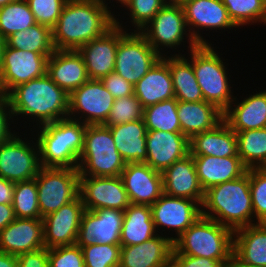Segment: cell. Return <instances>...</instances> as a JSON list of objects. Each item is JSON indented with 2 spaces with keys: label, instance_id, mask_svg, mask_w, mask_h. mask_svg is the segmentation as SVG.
<instances>
[{
  "label": "cell",
  "instance_id": "f35d334b",
  "mask_svg": "<svg viewBox=\"0 0 266 267\" xmlns=\"http://www.w3.org/2000/svg\"><path fill=\"white\" fill-rule=\"evenodd\" d=\"M228 15L238 28L246 24L264 23L266 0H222Z\"/></svg>",
  "mask_w": 266,
  "mask_h": 267
},
{
  "label": "cell",
  "instance_id": "f5cc1de1",
  "mask_svg": "<svg viewBox=\"0 0 266 267\" xmlns=\"http://www.w3.org/2000/svg\"><path fill=\"white\" fill-rule=\"evenodd\" d=\"M16 219L12 204H0V231Z\"/></svg>",
  "mask_w": 266,
  "mask_h": 267
},
{
  "label": "cell",
  "instance_id": "7402d4cb",
  "mask_svg": "<svg viewBox=\"0 0 266 267\" xmlns=\"http://www.w3.org/2000/svg\"><path fill=\"white\" fill-rule=\"evenodd\" d=\"M42 219L16 218L0 231V251L18 256L44 248Z\"/></svg>",
  "mask_w": 266,
  "mask_h": 267
},
{
  "label": "cell",
  "instance_id": "b9f144b4",
  "mask_svg": "<svg viewBox=\"0 0 266 267\" xmlns=\"http://www.w3.org/2000/svg\"><path fill=\"white\" fill-rule=\"evenodd\" d=\"M144 108L135 95L115 99L110 115L104 124L114 126L143 119Z\"/></svg>",
  "mask_w": 266,
  "mask_h": 267
},
{
  "label": "cell",
  "instance_id": "8992f818",
  "mask_svg": "<svg viewBox=\"0 0 266 267\" xmlns=\"http://www.w3.org/2000/svg\"><path fill=\"white\" fill-rule=\"evenodd\" d=\"M126 166L108 126L87 125L79 157V177L120 176Z\"/></svg>",
  "mask_w": 266,
  "mask_h": 267
},
{
  "label": "cell",
  "instance_id": "52a82bcc",
  "mask_svg": "<svg viewBox=\"0 0 266 267\" xmlns=\"http://www.w3.org/2000/svg\"><path fill=\"white\" fill-rule=\"evenodd\" d=\"M190 59L204 101L224 112L236 101L229 85L225 63L210 44H198L190 49Z\"/></svg>",
  "mask_w": 266,
  "mask_h": 267
},
{
  "label": "cell",
  "instance_id": "680465c9",
  "mask_svg": "<svg viewBox=\"0 0 266 267\" xmlns=\"http://www.w3.org/2000/svg\"><path fill=\"white\" fill-rule=\"evenodd\" d=\"M164 267H177V266L172 261H170Z\"/></svg>",
  "mask_w": 266,
  "mask_h": 267
},
{
  "label": "cell",
  "instance_id": "681fc988",
  "mask_svg": "<svg viewBox=\"0 0 266 267\" xmlns=\"http://www.w3.org/2000/svg\"><path fill=\"white\" fill-rule=\"evenodd\" d=\"M13 121L11 106L7 95H0V144L9 139L14 133L9 129ZM9 122V123H8Z\"/></svg>",
  "mask_w": 266,
  "mask_h": 267
},
{
  "label": "cell",
  "instance_id": "ac0fdd59",
  "mask_svg": "<svg viewBox=\"0 0 266 267\" xmlns=\"http://www.w3.org/2000/svg\"><path fill=\"white\" fill-rule=\"evenodd\" d=\"M124 211L115 209L85 210L76 244L81 248L95 243L120 244Z\"/></svg>",
  "mask_w": 266,
  "mask_h": 267
},
{
  "label": "cell",
  "instance_id": "f6af8a7d",
  "mask_svg": "<svg viewBox=\"0 0 266 267\" xmlns=\"http://www.w3.org/2000/svg\"><path fill=\"white\" fill-rule=\"evenodd\" d=\"M35 22L49 27H55L67 0H26Z\"/></svg>",
  "mask_w": 266,
  "mask_h": 267
},
{
  "label": "cell",
  "instance_id": "44dd1931",
  "mask_svg": "<svg viewBox=\"0 0 266 267\" xmlns=\"http://www.w3.org/2000/svg\"><path fill=\"white\" fill-rule=\"evenodd\" d=\"M146 149L145 163L162 173L176 161L190 154V143L182 133L147 131Z\"/></svg>",
  "mask_w": 266,
  "mask_h": 267
},
{
  "label": "cell",
  "instance_id": "9f6ffc18",
  "mask_svg": "<svg viewBox=\"0 0 266 267\" xmlns=\"http://www.w3.org/2000/svg\"><path fill=\"white\" fill-rule=\"evenodd\" d=\"M13 1H16V0H0V7L4 6L6 4H9V3L13 2Z\"/></svg>",
  "mask_w": 266,
  "mask_h": 267
},
{
  "label": "cell",
  "instance_id": "91938a15",
  "mask_svg": "<svg viewBox=\"0 0 266 267\" xmlns=\"http://www.w3.org/2000/svg\"><path fill=\"white\" fill-rule=\"evenodd\" d=\"M118 3L122 4L123 6L129 1V0H116Z\"/></svg>",
  "mask_w": 266,
  "mask_h": 267
},
{
  "label": "cell",
  "instance_id": "d4e9b609",
  "mask_svg": "<svg viewBox=\"0 0 266 267\" xmlns=\"http://www.w3.org/2000/svg\"><path fill=\"white\" fill-rule=\"evenodd\" d=\"M47 74L68 94L89 80L78 50H55L47 61Z\"/></svg>",
  "mask_w": 266,
  "mask_h": 267
},
{
  "label": "cell",
  "instance_id": "836d02e7",
  "mask_svg": "<svg viewBox=\"0 0 266 267\" xmlns=\"http://www.w3.org/2000/svg\"><path fill=\"white\" fill-rule=\"evenodd\" d=\"M168 66L173 80L174 95L177 101H204L200 86L195 77L192 63L185 55L168 56Z\"/></svg>",
  "mask_w": 266,
  "mask_h": 267
},
{
  "label": "cell",
  "instance_id": "484cf974",
  "mask_svg": "<svg viewBox=\"0 0 266 267\" xmlns=\"http://www.w3.org/2000/svg\"><path fill=\"white\" fill-rule=\"evenodd\" d=\"M233 262L237 266H266V223L234 231Z\"/></svg>",
  "mask_w": 266,
  "mask_h": 267
},
{
  "label": "cell",
  "instance_id": "11a10c76",
  "mask_svg": "<svg viewBox=\"0 0 266 267\" xmlns=\"http://www.w3.org/2000/svg\"><path fill=\"white\" fill-rule=\"evenodd\" d=\"M6 46V40L0 37V72L3 65V52Z\"/></svg>",
  "mask_w": 266,
  "mask_h": 267
},
{
  "label": "cell",
  "instance_id": "7c38bea8",
  "mask_svg": "<svg viewBox=\"0 0 266 267\" xmlns=\"http://www.w3.org/2000/svg\"><path fill=\"white\" fill-rule=\"evenodd\" d=\"M15 133L0 144V177L12 182L35 179L41 164L39 146L28 143Z\"/></svg>",
  "mask_w": 266,
  "mask_h": 267
},
{
  "label": "cell",
  "instance_id": "6125c7cd",
  "mask_svg": "<svg viewBox=\"0 0 266 267\" xmlns=\"http://www.w3.org/2000/svg\"><path fill=\"white\" fill-rule=\"evenodd\" d=\"M238 267H262V266H238ZM266 267V266H263Z\"/></svg>",
  "mask_w": 266,
  "mask_h": 267
},
{
  "label": "cell",
  "instance_id": "816d5d0a",
  "mask_svg": "<svg viewBox=\"0 0 266 267\" xmlns=\"http://www.w3.org/2000/svg\"><path fill=\"white\" fill-rule=\"evenodd\" d=\"M15 182L0 177V204H12Z\"/></svg>",
  "mask_w": 266,
  "mask_h": 267
},
{
  "label": "cell",
  "instance_id": "e575fe53",
  "mask_svg": "<svg viewBox=\"0 0 266 267\" xmlns=\"http://www.w3.org/2000/svg\"><path fill=\"white\" fill-rule=\"evenodd\" d=\"M6 45L39 54H52L55 51L52 42V30L38 23L23 31L15 32L6 39Z\"/></svg>",
  "mask_w": 266,
  "mask_h": 267
},
{
  "label": "cell",
  "instance_id": "ee69618b",
  "mask_svg": "<svg viewBox=\"0 0 266 267\" xmlns=\"http://www.w3.org/2000/svg\"><path fill=\"white\" fill-rule=\"evenodd\" d=\"M252 208L257 223H266V174L259 168L249 169Z\"/></svg>",
  "mask_w": 266,
  "mask_h": 267
},
{
  "label": "cell",
  "instance_id": "6f0895ef",
  "mask_svg": "<svg viewBox=\"0 0 266 267\" xmlns=\"http://www.w3.org/2000/svg\"><path fill=\"white\" fill-rule=\"evenodd\" d=\"M259 169L266 174V161L261 165Z\"/></svg>",
  "mask_w": 266,
  "mask_h": 267
},
{
  "label": "cell",
  "instance_id": "5bb4252c",
  "mask_svg": "<svg viewBox=\"0 0 266 267\" xmlns=\"http://www.w3.org/2000/svg\"><path fill=\"white\" fill-rule=\"evenodd\" d=\"M79 195L85 210L109 208L125 211L130 205L120 176L79 177Z\"/></svg>",
  "mask_w": 266,
  "mask_h": 267
},
{
  "label": "cell",
  "instance_id": "1f68e13d",
  "mask_svg": "<svg viewBox=\"0 0 266 267\" xmlns=\"http://www.w3.org/2000/svg\"><path fill=\"white\" fill-rule=\"evenodd\" d=\"M115 146L126 163H143L147 159L144 119L108 126Z\"/></svg>",
  "mask_w": 266,
  "mask_h": 267
},
{
  "label": "cell",
  "instance_id": "7a4b0ae2",
  "mask_svg": "<svg viewBox=\"0 0 266 267\" xmlns=\"http://www.w3.org/2000/svg\"><path fill=\"white\" fill-rule=\"evenodd\" d=\"M7 97L12 116L24 115L41 126L68 118L69 94L45 75L19 84ZM38 122V123H37Z\"/></svg>",
  "mask_w": 266,
  "mask_h": 267
},
{
  "label": "cell",
  "instance_id": "7dc6e473",
  "mask_svg": "<svg viewBox=\"0 0 266 267\" xmlns=\"http://www.w3.org/2000/svg\"><path fill=\"white\" fill-rule=\"evenodd\" d=\"M101 82L115 99L134 95V85L115 72L106 75Z\"/></svg>",
  "mask_w": 266,
  "mask_h": 267
},
{
  "label": "cell",
  "instance_id": "d6a6232c",
  "mask_svg": "<svg viewBox=\"0 0 266 267\" xmlns=\"http://www.w3.org/2000/svg\"><path fill=\"white\" fill-rule=\"evenodd\" d=\"M157 234L151 216V207L130 203L124 211L120 245L141 244Z\"/></svg>",
  "mask_w": 266,
  "mask_h": 267
},
{
  "label": "cell",
  "instance_id": "3957f363",
  "mask_svg": "<svg viewBox=\"0 0 266 267\" xmlns=\"http://www.w3.org/2000/svg\"><path fill=\"white\" fill-rule=\"evenodd\" d=\"M201 214L233 231L256 223L252 208L249 169L241 177L204 191ZM208 209V210H207Z\"/></svg>",
  "mask_w": 266,
  "mask_h": 267
},
{
  "label": "cell",
  "instance_id": "6da1fadb",
  "mask_svg": "<svg viewBox=\"0 0 266 267\" xmlns=\"http://www.w3.org/2000/svg\"><path fill=\"white\" fill-rule=\"evenodd\" d=\"M106 0H67L52 29L55 50H78L115 24Z\"/></svg>",
  "mask_w": 266,
  "mask_h": 267
},
{
  "label": "cell",
  "instance_id": "60d3db41",
  "mask_svg": "<svg viewBox=\"0 0 266 267\" xmlns=\"http://www.w3.org/2000/svg\"><path fill=\"white\" fill-rule=\"evenodd\" d=\"M120 244L95 243L83 246L85 267H119Z\"/></svg>",
  "mask_w": 266,
  "mask_h": 267
},
{
  "label": "cell",
  "instance_id": "8fae6325",
  "mask_svg": "<svg viewBox=\"0 0 266 267\" xmlns=\"http://www.w3.org/2000/svg\"><path fill=\"white\" fill-rule=\"evenodd\" d=\"M114 100L101 80L89 79L69 94L68 117L86 125L105 124Z\"/></svg>",
  "mask_w": 266,
  "mask_h": 267
},
{
  "label": "cell",
  "instance_id": "5b68a950",
  "mask_svg": "<svg viewBox=\"0 0 266 267\" xmlns=\"http://www.w3.org/2000/svg\"><path fill=\"white\" fill-rule=\"evenodd\" d=\"M233 235L229 227L201 215L173 242L172 255L205 257L225 266L233 262Z\"/></svg>",
  "mask_w": 266,
  "mask_h": 267
},
{
  "label": "cell",
  "instance_id": "4dcf8cb0",
  "mask_svg": "<svg viewBox=\"0 0 266 267\" xmlns=\"http://www.w3.org/2000/svg\"><path fill=\"white\" fill-rule=\"evenodd\" d=\"M177 113L181 133L189 140L196 134L213 129L223 120V112L206 101H178Z\"/></svg>",
  "mask_w": 266,
  "mask_h": 267
},
{
  "label": "cell",
  "instance_id": "e0dca14e",
  "mask_svg": "<svg viewBox=\"0 0 266 267\" xmlns=\"http://www.w3.org/2000/svg\"><path fill=\"white\" fill-rule=\"evenodd\" d=\"M150 207L156 231L159 227L174 229L177 237H173V242L202 215L197 201L165 193Z\"/></svg>",
  "mask_w": 266,
  "mask_h": 267
},
{
  "label": "cell",
  "instance_id": "94428289",
  "mask_svg": "<svg viewBox=\"0 0 266 267\" xmlns=\"http://www.w3.org/2000/svg\"><path fill=\"white\" fill-rule=\"evenodd\" d=\"M223 267H238L234 262H232L231 264L225 265Z\"/></svg>",
  "mask_w": 266,
  "mask_h": 267
},
{
  "label": "cell",
  "instance_id": "cb8c5ba5",
  "mask_svg": "<svg viewBox=\"0 0 266 267\" xmlns=\"http://www.w3.org/2000/svg\"><path fill=\"white\" fill-rule=\"evenodd\" d=\"M164 193L170 196L203 202L202 189L193 156L188 154L162 172Z\"/></svg>",
  "mask_w": 266,
  "mask_h": 267
},
{
  "label": "cell",
  "instance_id": "4fadbf2b",
  "mask_svg": "<svg viewBox=\"0 0 266 267\" xmlns=\"http://www.w3.org/2000/svg\"><path fill=\"white\" fill-rule=\"evenodd\" d=\"M52 54L4 48L3 65L0 72V92L7 95L19 84L29 82L47 73V61Z\"/></svg>",
  "mask_w": 266,
  "mask_h": 267
},
{
  "label": "cell",
  "instance_id": "9a60e30c",
  "mask_svg": "<svg viewBox=\"0 0 266 267\" xmlns=\"http://www.w3.org/2000/svg\"><path fill=\"white\" fill-rule=\"evenodd\" d=\"M84 211L85 207L80 195H78L73 201L63 205L59 210L43 217L45 248L50 249L76 244Z\"/></svg>",
  "mask_w": 266,
  "mask_h": 267
},
{
  "label": "cell",
  "instance_id": "bcb514c9",
  "mask_svg": "<svg viewBox=\"0 0 266 267\" xmlns=\"http://www.w3.org/2000/svg\"><path fill=\"white\" fill-rule=\"evenodd\" d=\"M48 267H85L82 248L74 244L48 249Z\"/></svg>",
  "mask_w": 266,
  "mask_h": 267
},
{
  "label": "cell",
  "instance_id": "d590c367",
  "mask_svg": "<svg viewBox=\"0 0 266 267\" xmlns=\"http://www.w3.org/2000/svg\"><path fill=\"white\" fill-rule=\"evenodd\" d=\"M176 98L164 100L144 108L143 119L147 131L181 133Z\"/></svg>",
  "mask_w": 266,
  "mask_h": 267
},
{
  "label": "cell",
  "instance_id": "d6986e66",
  "mask_svg": "<svg viewBox=\"0 0 266 267\" xmlns=\"http://www.w3.org/2000/svg\"><path fill=\"white\" fill-rule=\"evenodd\" d=\"M132 204L151 206L163 193L162 173L147 163H126L120 175Z\"/></svg>",
  "mask_w": 266,
  "mask_h": 267
},
{
  "label": "cell",
  "instance_id": "f546056e",
  "mask_svg": "<svg viewBox=\"0 0 266 267\" xmlns=\"http://www.w3.org/2000/svg\"><path fill=\"white\" fill-rule=\"evenodd\" d=\"M197 176L204 191L212 186L232 181L244 175L248 168L239 156H193Z\"/></svg>",
  "mask_w": 266,
  "mask_h": 267
},
{
  "label": "cell",
  "instance_id": "c3c4849f",
  "mask_svg": "<svg viewBox=\"0 0 266 267\" xmlns=\"http://www.w3.org/2000/svg\"><path fill=\"white\" fill-rule=\"evenodd\" d=\"M17 267H48V248L18 255Z\"/></svg>",
  "mask_w": 266,
  "mask_h": 267
},
{
  "label": "cell",
  "instance_id": "f1b7e54d",
  "mask_svg": "<svg viewBox=\"0 0 266 267\" xmlns=\"http://www.w3.org/2000/svg\"><path fill=\"white\" fill-rule=\"evenodd\" d=\"M189 143L192 156H238L236 133L224 120L213 129L194 135Z\"/></svg>",
  "mask_w": 266,
  "mask_h": 267
},
{
  "label": "cell",
  "instance_id": "2e32d148",
  "mask_svg": "<svg viewBox=\"0 0 266 267\" xmlns=\"http://www.w3.org/2000/svg\"><path fill=\"white\" fill-rule=\"evenodd\" d=\"M179 3L184 10L189 33L197 44H211L203 38V35L201 36L199 29L217 31L237 28L230 19L222 0H181Z\"/></svg>",
  "mask_w": 266,
  "mask_h": 267
},
{
  "label": "cell",
  "instance_id": "74e56055",
  "mask_svg": "<svg viewBox=\"0 0 266 267\" xmlns=\"http://www.w3.org/2000/svg\"><path fill=\"white\" fill-rule=\"evenodd\" d=\"M36 24L26 0H16L0 7V37L26 30Z\"/></svg>",
  "mask_w": 266,
  "mask_h": 267
},
{
  "label": "cell",
  "instance_id": "f907efd6",
  "mask_svg": "<svg viewBox=\"0 0 266 267\" xmlns=\"http://www.w3.org/2000/svg\"><path fill=\"white\" fill-rule=\"evenodd\" d=\"M171 261L177 267H223L218 260H212L205 257H193L190 255H172Z\"/></svg>",
  "mask_w": 266,
  "mask_h": 267
},
{
  "label": "cell",
  "instance_id": "30bf717a",
  "mask_svg": "<svg viewBox=\"0 0 266 267\" xmlns=\"http://www.w3.org/2000/svg\"><path fill=\"white\" fill-rule=\"evenodd\" d=\"M188 31L182 5L179 2H167L140 32L153 49L163 56L165 54L160 52L164 50L162 48L177 49L175 47L186 42L185 36L189 37L188 48L196 47L198 44Z\"/></svg>",
  "mask_w": 266,
  "mask_h": 267
},
{
  "label": "cell",
  "instance_id": "8d00e7d4",
  "mask_svg": "<svg viewBox=\"0 0 266 267\" xmlns=\"http://www.w3.org/2000/svg\"><path fill=\"white\" fill-rule=\"evenodd\" d=\"M238 156L244 165L260 168L266 161V128L236 133Z\"/></svg>",
  "mask_w": 266,
  "mask_h": 267
},
{
  "label": "cell",
  "instance_id": "83f0119b",
  "mask_svg": "<svg viewBox=\"0 0 266 267\" xmlns=\"http://www.w3.org/2000/svg\"><path fill=\"white\" fill-rule=\"evenodd\" d=\"M232 104L223 112V120L235 132L266 128V90Z\"/></svg>",
  "mask_w": 266,
  "mask_h": 267
},
{
  "label": "cell",
  "instance_id": "ab89813d",
  "mask_svg": "<svg viewBox=\"0 0 266 267\" xmlns=\"http://www.w3.org/2000/svg\"><path fill=\"white\" fill-rule=\"evenodd\" d=\"M37 195L35 179L15 182L12 206L16 218L42 219Z\"/></svg>",
  "mask_w": 266,
  "mask_h": 267
},
{
  "label": "cell",
  "instance_id": "ffe728a7",
  "mask_svg": "<svg viewBox=\"0 0 266 267\" xmlns=\"http://www.w3.org/2000/svg\"><path fill=\"white\" fill-rule=\"evenodd\" d=\"M118 43L119 26L114 24L103 35L78 49L84 59L89 79L101 80L114 72Z\"/></svg>",
  "mask_w": 266,
  "mask_h": 267
},
{
  "label": "cell",
  "instance_id": "7bdbcfd3",
  "mask_svg": "<svg viewBox=\"0 0 266 267\" xmlns=\"http://www.w3.org/2000/svg\"><path fill=\"white\" fill-rule=\"evenodd\" d=\"M167 3V0H129L124 6L130 11V22L141 31Z\"/></svg>",
  "mask_w": 266,
  "mask_h": 267
},
{
  "label": "cell",
  "instance_id": "db71d44e",
  "mask_svg": "<svg viewBox=\"0 0 266 267\" xmlns=\"http://www.w3.org/2000/svg\"><path fill=\"white\" fill-rule=\"evenodd\" d=\"M0 267H17V256L0 251Z\"/></svg>",
  "mask_w": 266,
  "mask_h": 267
},
{
  "label": "cell",
  "instance_id": "9c48e42d",
  "mask_svg": "<svg viewBox=\"0 0 266 267\" xmlns=\"http://www.w3.org/2000/svg\"><path fill=\"white\" fill-rule=\"evenodd\" d=\"M79 176L77 168H40L35 180L42 218L79 195Z\"/></svg>",
  "mask_w": 266,
  "mask_h": 267
},
{
  "label": "cell",
  "instance_id": "ba28073f",
  "mask_svg": "<svg viewBox=\"0 0 266 267\" xmlns=\"http://www.w3.org/2000/svg\"><path fill=\"white\" fill-rule=\"evenodd\" d=\"M115 24L119 26V43L114 72L135 85L162 56L153 49L141 32L127 33L116 17Z\"/></svg>",
  "mask_w": 266,
  "mask_h": 267
},
{
  "label": "cell",
  "instance_id": "603a6c76",
  "mask_svg": "<svg viewBox=\"0 0 266 267\" xmlns=\"http://www.w3.org/2000/svg\"><path fill=\"white\" fill-rule=\"evenodd\" d=\"M157 234L137 245L121 246L119 267H164L171 261L173 237Z\"/></svg>",
  "mask_w": 266,
  "mask_h": 267
},
{
  "label": "cell",
  "instance_id": "277c9868",
  "mask_svg": "<svg viewBox=\"0 0 266 267\" xmlns=\"http://www.w3.org/2000/svg\"><path fill=\"white\" fill-rule=\"evenodd\" d=\"M86 124L65 118L46 123L36 139L39 146L40 164L44 168H77L84 147Z\"/></svg>",
  "mask_w": 266,
  "mask_h": 267
},
{
  "label": "cell",
  "instance_id": "4316f807",
  "mask_svg": "<svg viewBox=\"0 0 266 267\" xmlns=\"http://www.w3.org/2000/svg\"><path fill=\"white\" fill-rule=\"evenodd\" d=\"M165 56H162L134 85V95L143 108L175 98L168 56Z\"/></svg>",
  "mask_w": 266,
  "mask_h": 267
},
{
  "label": "cell",
  "instance_id": "be15d7a7",
  "mask_svg": "<svg viewBox=\"0 0 266 267\" xmlns=\"http://www.w3.org/2000/svg\"><path fill=\"white\" fill-rule=\"evenodd\" d=\"M168 2H180L181 0H167Z\"/></svg>",
  "mask_w": 266,
  "mask_h": 267
}]
</instances>
